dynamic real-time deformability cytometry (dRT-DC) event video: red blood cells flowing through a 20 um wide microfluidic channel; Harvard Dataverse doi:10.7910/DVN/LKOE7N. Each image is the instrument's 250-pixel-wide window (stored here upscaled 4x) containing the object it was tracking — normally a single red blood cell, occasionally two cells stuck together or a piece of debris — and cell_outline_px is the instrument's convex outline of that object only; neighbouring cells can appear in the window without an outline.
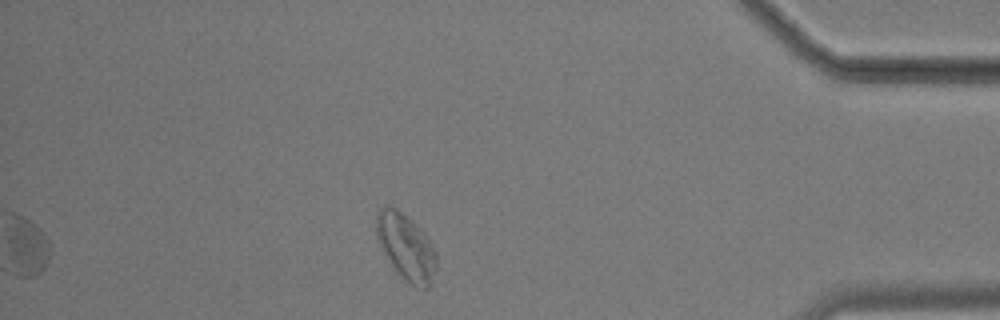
{"species": "common noctule bat (a hibernating species)", "species_latin": "Nyctalus noctula", "temperature_condition": "cold", "stored_images_in_passage": 47, "segment_of_instrument_passage": [2, 2], "camera_frame_rate_fps": 3000, "um_per_image_px": 0.085, "animal": {"sex": "male", "body_mass_g": 17.9}, "frame": {"image": 1, "passage_image": 47, "time_ms": 15.333, "image_size_px": [1000, 320], "cell_outline_px": [[436, 268], [428, 288], [416, 288], [400, 276], [392, 268], [376, 236], [376, 212], [384, 204], [388, 204], [396, 208], [412, 220], [428, 236], [436, 252]], "centroid_in_image_um": [34.5, 20.96], "position_along_channel_um": 400.7, "area_um2": 23.47}}